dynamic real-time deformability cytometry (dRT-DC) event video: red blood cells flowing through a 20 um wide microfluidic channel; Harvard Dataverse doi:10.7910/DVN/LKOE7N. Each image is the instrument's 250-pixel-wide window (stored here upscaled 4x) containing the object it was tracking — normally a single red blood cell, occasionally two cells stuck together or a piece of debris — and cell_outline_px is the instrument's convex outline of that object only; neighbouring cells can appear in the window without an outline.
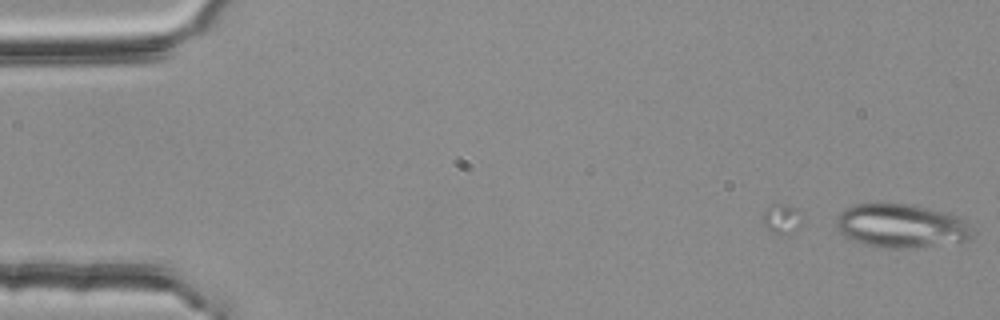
{"species": "common noctule bat (a hibernating species)", "species_latin": "Nyctalus noctula", "temperature_condition": "room temperature", "stored_images_in_passage": 6, "camera_frame_rate_fps": 3000, "um_per_image_px": 0.085, "animal": {"sex": "female", "body_mass_g": 25.1}, "frame": {"image": 1, "passage_image": 6, "time_ms": 1.667, "image_size_px": [1000, 320], "cell_outline_px": [[972, 236], [968, 240], [916, 248], [876, 248], [852, 240], [844, 236], [836, 228], [836, 216], [844, 208], [852, 204], [912, 204], [948, 212], [960, 216], [968, 224]], "centroid_in_image_um": [76.57, 19.2], "position_along_channel_um": 8.4, "area_um2": 35.08}}